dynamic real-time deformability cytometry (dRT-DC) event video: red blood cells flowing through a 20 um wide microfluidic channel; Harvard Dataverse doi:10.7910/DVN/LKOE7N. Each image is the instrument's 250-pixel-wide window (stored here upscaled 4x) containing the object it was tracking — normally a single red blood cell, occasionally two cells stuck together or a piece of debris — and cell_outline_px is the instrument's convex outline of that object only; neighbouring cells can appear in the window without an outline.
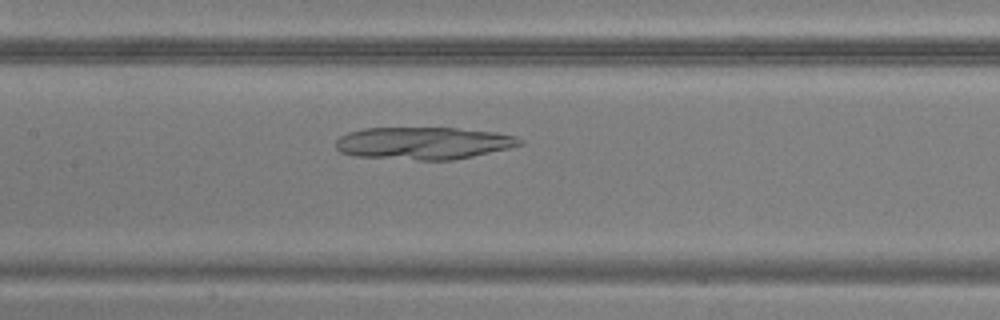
{"species": "common noctule bat (a hibernating species)", "species_latin": "Nyctalus noctula", "temperature_condition": "warm", "stored_images_in_passage": 49, "camera_frame_rate_fps": 3000, "um_per_image_px": 0.085, "animal": {"sex": "male", "body_mass_g": 20.5, "forearm_length_mm": 52.5}, "frame": {"image": 1, "passage_image": 23, "time_ms": 7.333, "image_size_px": [1000, 320], "cell_outline_px": [[524, 144], [508, 148], [472, 156], [452, 160], [420, 160], [356, 156], [340, 152], [336, 148], [336, 140], [340, 136], [348, 132], [364, 128], [456, 128], [496, 132], [516, 136], [524, 140]], "centroid_in_image_um": [36.0, 12.16], "position_along_channel_um": 171.4, "area_um2": 34.68}}
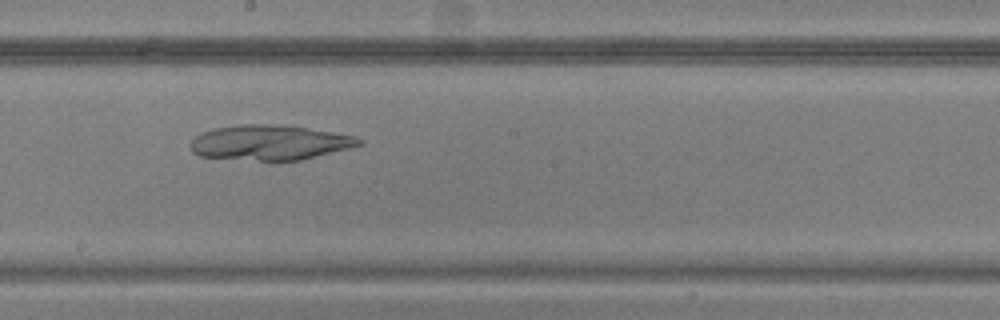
{"frame": {"image": 2, "passage_image": 27, "time_ms": 8.667, "image_size_px": [1000, 320], "cell_outline_px": [[364, 144], [300, 160], [260, 160], [200, 156], [192, 152], [188, 144], [200, 132], [212, 128], [240, 124], [284, 124], [356, 136], [364, 140]], "centroid_in_image_um": [22.91, 12.09], "position_along_channel_um": 225.3, "area_um2": 34.45}}